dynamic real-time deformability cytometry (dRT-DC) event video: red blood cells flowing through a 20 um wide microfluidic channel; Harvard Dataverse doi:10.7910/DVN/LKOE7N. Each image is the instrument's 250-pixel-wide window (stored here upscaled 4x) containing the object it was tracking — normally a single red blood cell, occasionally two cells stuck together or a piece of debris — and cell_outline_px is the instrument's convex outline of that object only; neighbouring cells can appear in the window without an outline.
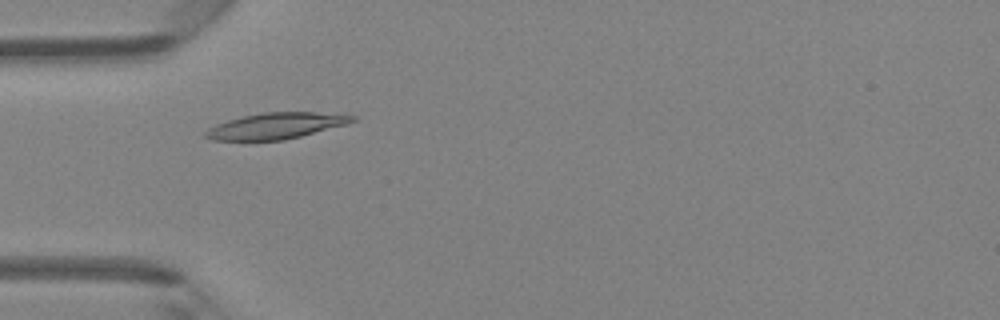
{"species": "Egyptian fruit bat (a non-hibernating species)", "species_latin": "Rousettus aegyptiacus", "temperature_condition": "room temperature", "stored_images_in_passage": 44, "camera_frame_rate_fps": 3000, "um_per_image_px": 0.085, "animal": {"sex": "female"}, "frame": {"image": 1, "passage_image": 12, "time_ms": 3.667, "image_size_px": [1000, 320], "cell_outline_px": [[356, 120], [344, 124], [300, 136], [284, 140], [212, 140], [204, 136], [204, 132], [208, 128], [216, 124], [228, 120], [244, 116], [264, 112], [344, 112], [356, 116]], "centroid_in_image_um": [23.49, 10.67], "position_along_channel_um": 61.5, "area_um2": 22.31}}
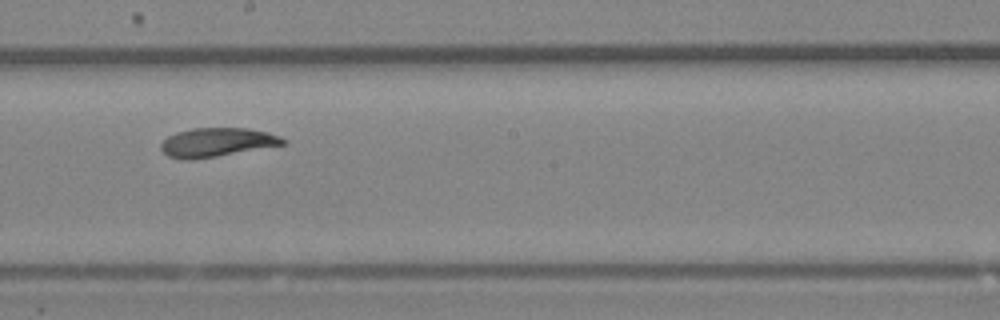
{"frame": {"image": 2, "passage_image": 24, "time_ms": 7.667, "image_size_px": [1000, 320], "cell_outline_px": [[288, 140], [284, 144], [216, 156], [192, 160], [184, 160], [168, 156], [160, 148], [160, 144], [168, 136], [176, 132], [192, 128], [248, 128], [268, 132], [280, 136]], "centroid_in_image_um": [18.42, 12.09], "position_along_channel_um": 229.8, "area_um2": 20.46}}
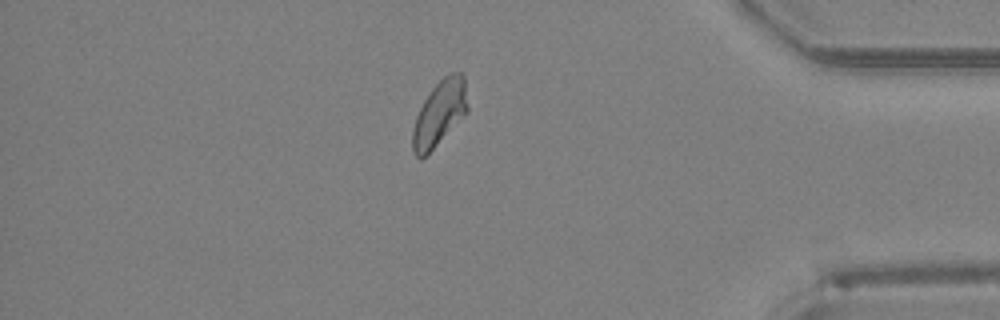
{"frame": {"image": 3, "passage_image": 38, "time_ms": 12.333, "image_size_px": [1000, 320], "cell_outline_px": [[468, 112], [420, 160], [412, 152], [412, 128], [416, 116], [424, 100], [432, 88], [448, 72], [460, 72], [464, 76], [468, 104]], "centroid_in_image_um": [37.35, 9.59], "position_along_channel_um": 397.8, "area_um2": 20.75}, "authors_computed_cell_mechanics": {"area_um2": 21.3282, "velocity_mm_per_s": 4.2723, "shape_relaxation_time_tau1_ms": 3.015, "shape_relaxation_time_tau2_ms": null, "deformation_change_tau1": 0.1311, "deformation_change_tau2": null}}